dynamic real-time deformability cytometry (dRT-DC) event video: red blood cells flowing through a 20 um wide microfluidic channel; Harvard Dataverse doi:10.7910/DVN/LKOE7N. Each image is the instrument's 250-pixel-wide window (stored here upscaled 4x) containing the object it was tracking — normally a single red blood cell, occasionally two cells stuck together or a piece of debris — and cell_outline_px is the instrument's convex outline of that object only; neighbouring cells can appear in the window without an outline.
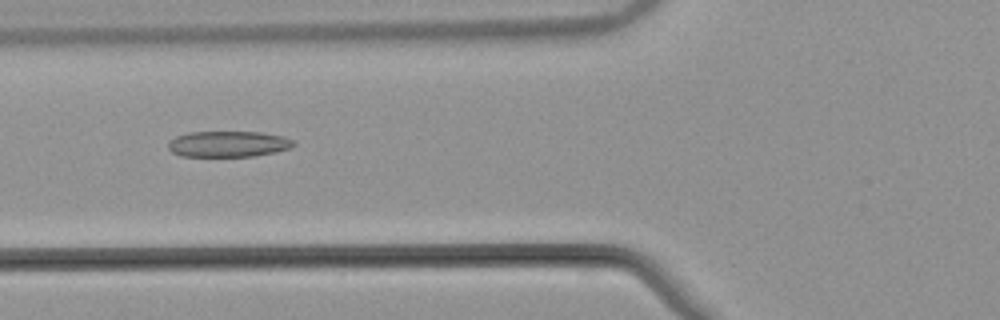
{"species": "common noctule bat (a hibernating species)", "species_latin": "Nyctalus noctula", "temperature_condition": "warm", "stored_images_in_passage": 40, "camera_frame_rate_fps": 3000, "um_per_image_px": 0.085, "animal": {"sex": "male", "body_mass_g": 21.5, "forearm_length_mm": 52.0}, "frame": {"image": 1, "passage_image": 6, "time_ms": 1.667, "image_size_px": [1000, 320], "cell_outline_px": [[296, 144], [288, 148], [276, 152], [252, 156], [180, 156], [172, 152], [168, 148], [168, 144], [176, 136], [188, 132], [260, 132], [280, 136], [292, 140]], "centroid_in_image_um": [19.37, 12.24], "position_along_channel_um": 106.4, "area_um2": 18.73}}
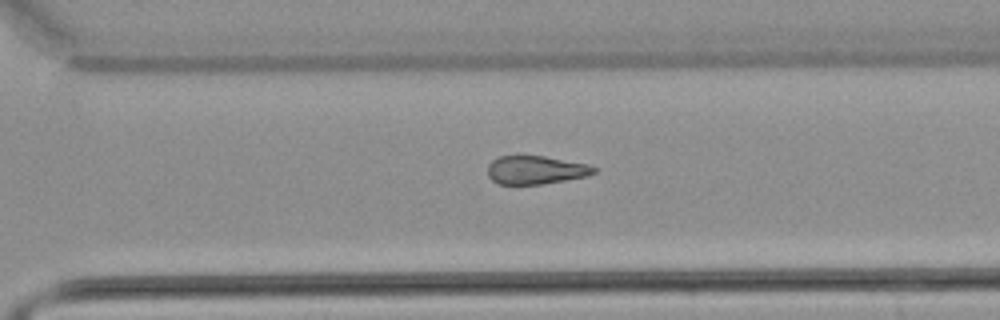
{"frame": {"image": 2, "passage_image": 23, "time_ms": 7.333, "image_size_px": [1000, 320], "cell_outline_px": [[596, 172], [588, 176], [540, 184], [496, 184], [488, 176], [488, 164], [492, 160], [500, 156], [516, 152], [520, 152], [544, 156], [588, 164], [596, 168]], "centroid_in_image_um": [45.47, 14.4], "position_along_channel_um": 325.1, "area_um2": 18.21}}
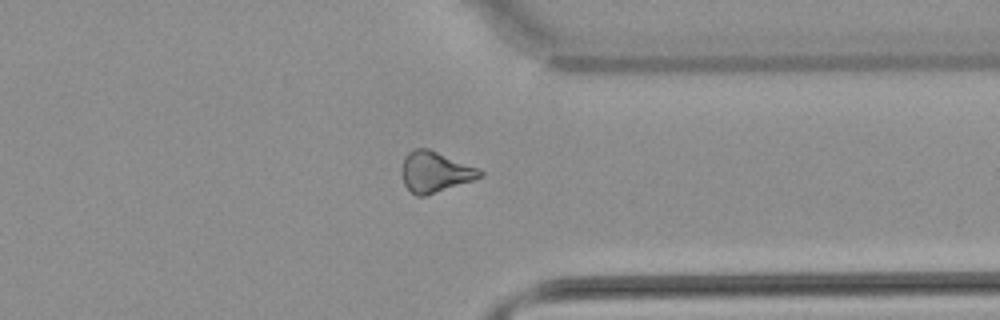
{"frame": {"image": 3, "passage_image": 27, "time_ms": 8.667, "image_size_px": [1000, 320], "cell_outline_px": [[484, 176], [424, 196], [416, 196], [404, 184], [400, 172], [400, 168], [404, 156], [408, 152], [416, 148], [428, 148], [480, 168], [484, 172]], "centroid_in_image_um": [36.96, 14.59], "position_along_channel_um": 374.4, "area_um2": 18.67}, "authors_computed_cell_mechanics": {"area_um2": 18.6116, "velocity_mm_per_s": 3.8655, "shape_relaxation_time_tau1_ms": null, "shape_relaxation_time_tau2_ms": 3.2551, "deformation_change_tau1": null, "deformation_change_tau2": 0.123}}